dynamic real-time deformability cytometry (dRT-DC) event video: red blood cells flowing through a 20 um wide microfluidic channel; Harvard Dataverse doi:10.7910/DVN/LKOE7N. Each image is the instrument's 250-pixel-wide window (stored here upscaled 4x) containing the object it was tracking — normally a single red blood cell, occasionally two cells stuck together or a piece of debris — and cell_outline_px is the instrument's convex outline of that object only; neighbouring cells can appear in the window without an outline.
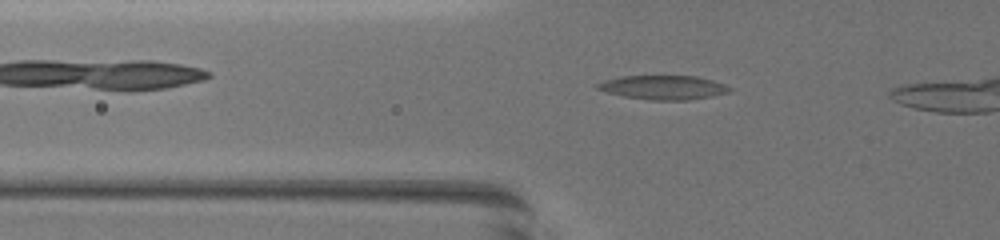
{"species": "common noctule bat (a hibernating species)", "species_latin": "Nyctalus noctula", "temperature_condition": "warm", "stored_images_in_passage": 37, "camera_frame_rate_fps": 3000, "um_per_image_px": 0.085, "animal": {"sex": "female", "body_mass_g": 19.5, "forearm_length_mm": 54.1}, "frame": {"image": 1, "passage_image": 8, "time_ms": 2.333, "image_size_px": [1000, 240], "cell_outline_px": [[732, 88], [728, 92], [712, 96], [688, 100], [652, 100], [624, 96], [608, 92], [596, 88], [596, 84], [604, 80], [620, 76], [696, 76], [712, 80], [724, 84]], "centroid_in_image_um": [56.38, 7.43], "position_along_channel_um": 69.4, "area_um2": 18.38}}
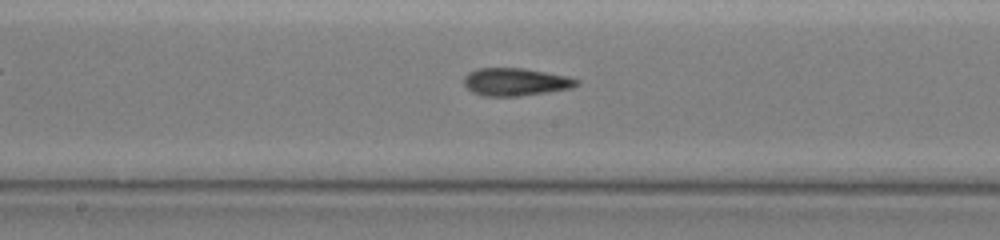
{"frame": {"image": 2, "passage_image": 19, "time_ms": 6.0, "image_size_px": [1000, 240], "cell_outline_px": [[580, 84], [572, 88], [520, 96], [484, 96], [472, 92], [464, 84], [464, 76], [468, 72], [480, 68], [520, 68], [568, 76], [580, 80]], "centroid_in_image_um": [43.83, 6.96], "position_along_channel_um": 204.4, "area_um2": 18.15}}
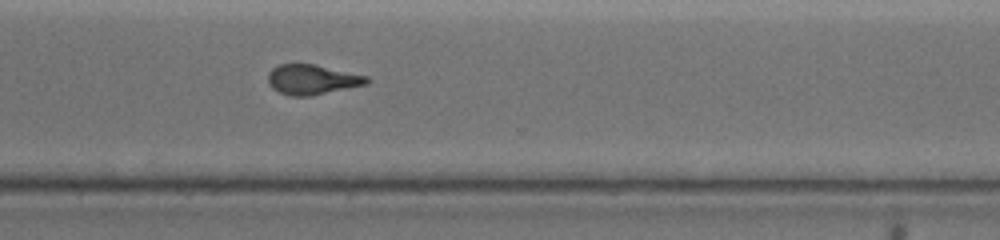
{"frame": {"image": 3, "passage_image": 30, "time_ms": 9.667, "image_size_px": [1000, 240], "cell_outline_px": [[372, 80], [368, 84], [308, 96], [292, 96], [280, 92], [272, 88], [268, 84], [268, 72], [272, 68], [280, 64], [316, 64], [368, 76]], "centroid_in_image_um": [26.55, 6.75], "position_along_channel_um": 344.1, "area_um2": 17.28}}